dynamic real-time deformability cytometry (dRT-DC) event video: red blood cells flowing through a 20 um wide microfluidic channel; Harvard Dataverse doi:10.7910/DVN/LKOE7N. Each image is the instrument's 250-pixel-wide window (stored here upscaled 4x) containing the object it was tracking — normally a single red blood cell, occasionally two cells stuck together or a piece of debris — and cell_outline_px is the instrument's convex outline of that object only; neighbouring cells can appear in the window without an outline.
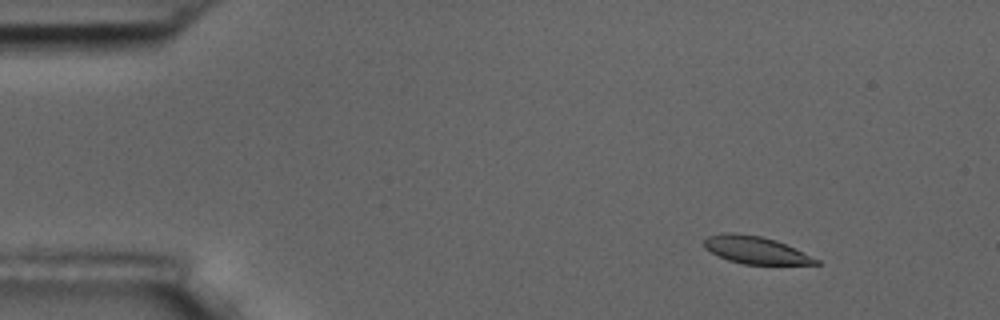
{"species": "common noctule bat (a hibernating species)", "species_latin": "Nyctalus noctula", "temperature_condition": "room temperature", "stored_images_in_passage": 6, "camera_frame_rate_fps": 3000, "um_per_image_px": 0.085, "animal": {"sex": "male", "body_mass_g": 17.5, "forearm_length_mm": 52.3}, "frame": {"image": 1, "passage_image": 2, "time_ms": 1.0, "image_size_px": [1000, 320], "cell_outline_px": [[820, 264], [744, 264], [728, 260], [704, 248], [704, 240], [708, 236], [720, 232], [736, 232], [760, 236], [776, 240], [820, 260]], "centroid_in_image_um": [64.19, 21.23], "position_along_channel_um": 20.8, "area_um2": 17.74}}
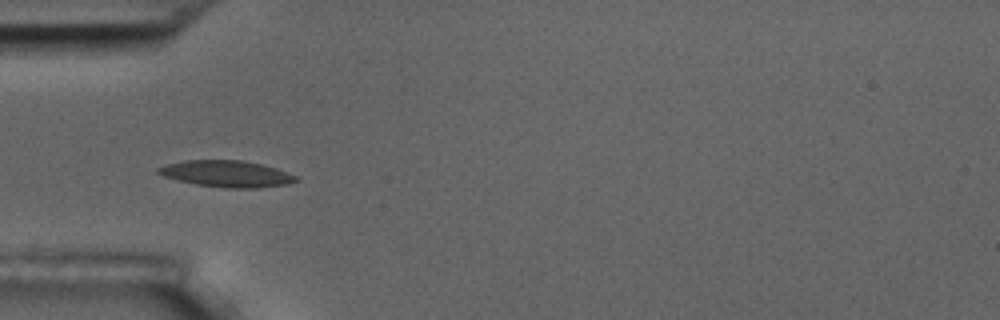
{"frame": {"image": 2, "passage_image": 5, "time_ms": 4.667, "image_size_px": [1000, 320], "cell_outline_px": [[300, 180], [288, 184], [260, 188], [228, 188], [196, 184], [164, 176], [156, 172], [156, 168], [168, 164], [184, 160], [240, 160], [260, 164], [276, 168], [296, 176]], "centroid_in_image_um": [19.28, 14.77], "position_along_channel_um": 65.7, "area_um2": 21.1}}